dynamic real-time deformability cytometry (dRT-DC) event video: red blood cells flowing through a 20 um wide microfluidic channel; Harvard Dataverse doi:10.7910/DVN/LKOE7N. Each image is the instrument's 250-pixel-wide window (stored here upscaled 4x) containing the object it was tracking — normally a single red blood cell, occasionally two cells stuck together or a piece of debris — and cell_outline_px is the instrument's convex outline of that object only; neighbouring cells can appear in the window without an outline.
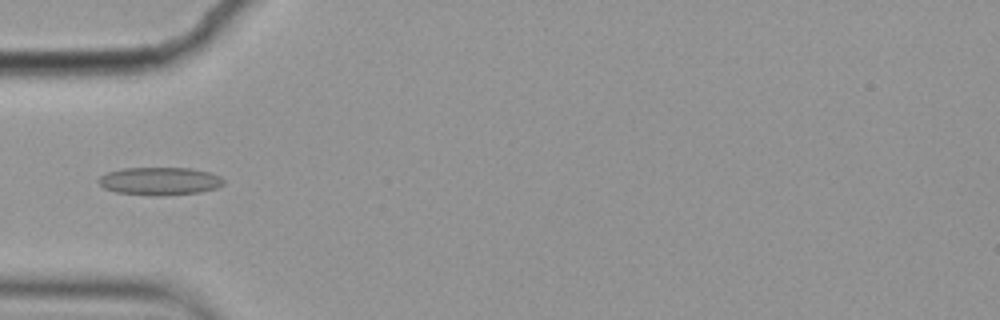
{"species": "common noctule bat (a hibernating species)", "species_latin": "Nyctalus noctula", "temperature_condition": "cold", "stored_images_in_passage": 9, "camera_frame_rate_fps": 3000, "um_per_image_px": 0.085, "animal": {"sex": "female", "body_mass_g": 19.9}, "frame": {"image": 1, "passage_image": 4, "time_ms": 1.0, "image_size_px": [1000, 320], "cell_outline_px": [[224, 184], [216, 188], [200, 192], [164, 196], [148, 196], [116, 192], [104, 188], [100, 184], [100, 176], [108, 172], [124, 168], [192, 168], [208, 172], [220, 176], [224, 180]], "centroid_in_image_um": [13.6, 15.41], "position_along_channel_um": 71.4, "area_um2": 20.4}}
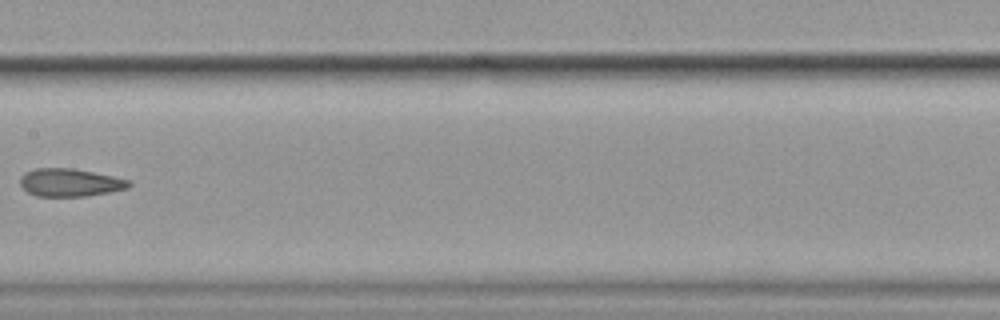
{"frame": {"image": 2, "passage_image": 7, "time_ms": 2.0, "image_size_px": [1000, 320], "cell_outline_px": [[132, 184], [128, 188], [108, 192], [84, 196], [36, 196], [28, 192], [20, 184], [20, 176], [24, 172], [36, 168], [72, 168], [112, 176], [128, 180]], "centroid_in_image_um": [5.91, 15.51], "position_along_channel_um": 201.5, "area_um2": 17.51}}
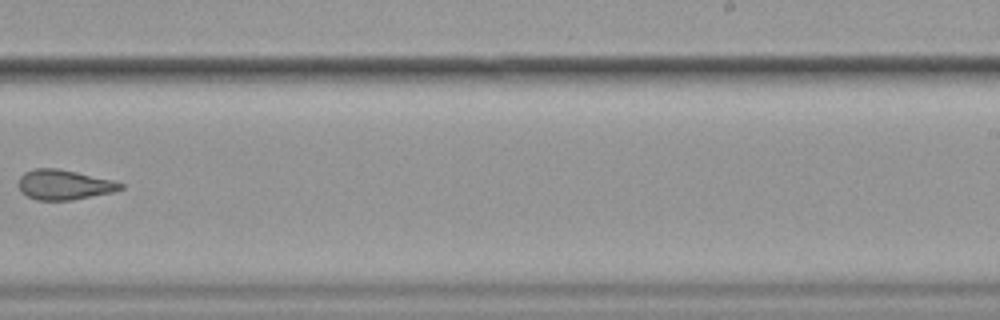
{"frame": {"image": 3, "passage_image": 9, "time_ms": 2.667, "image_size_px": [1000, 320], "cell_outline_px": [[124, 188], [112, 192], [72, 200], [36, 200], [28, 196], [20, 188], [20, 176], [24, 172], [36, 168], [56, 168], [76, 172], [112, 180], [124, 184]], "centroid_in_image_um": [5.47, 15.7], "position_along_channel_um": 283.5, "area_um2": 17.51}}